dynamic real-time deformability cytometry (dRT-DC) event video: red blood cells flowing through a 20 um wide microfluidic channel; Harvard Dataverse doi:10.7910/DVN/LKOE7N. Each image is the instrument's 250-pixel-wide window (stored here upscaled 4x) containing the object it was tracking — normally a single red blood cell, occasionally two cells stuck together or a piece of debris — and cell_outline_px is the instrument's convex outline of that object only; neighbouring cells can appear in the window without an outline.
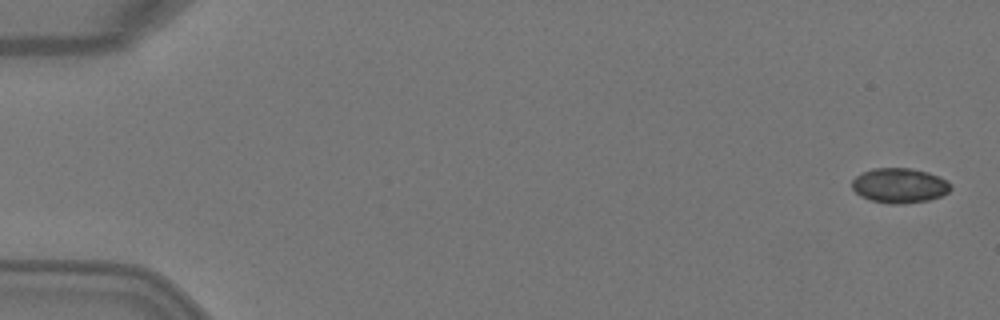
{"species": "Egyptian fruit bat (a non-hibernating species)", "species_latin": "Rousettus aegyptiacus", "temperature_condition": "warm", "stored_images_in_passage": 5, "camera_frame_rate_fps": 3000, "um_per_image_px": 0.085, "animal": {"sex": "female"}, "frame": {"image": 1, "passage_image": 1, "time_ms": 0.0, "image_size_px": [1000, 320], "cell_outline_px": [[952, 188], [948, 192], [940, 196], [928, 200], [904, 204], [888, 204], [872, 200], [860, 196], [852, 188], [852, 180], [856, 176], [872, 168], [912, 168], [928, 172], [940, 176], [948, 180], [952, 184]], "centroid_in_image_um": [76.49, 15.76], "position_along_channel_um": 8.5, "area_um2": 20.23}}
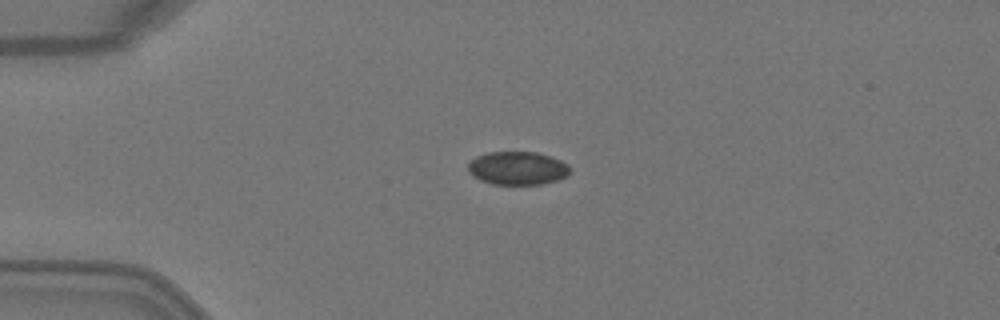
{"frame": {"image": 2, "passage_image": 4, "time_ms": 1.0, "image_size_px": [1000, 320], "cell_outline_px": [[572, 172], [568, 176], [556, 180], [540, 184], [492, 184], [480, 180], [472, 176], [468, 172], [468, 164], [476, 156], [488, 152], [536, 152], [552, 156], [568, 164], [572, 168]], "centroid_in_image_um": [44.02, 14.29], "position_along_channel_um": 41.0, "area_um2": 20.0}}
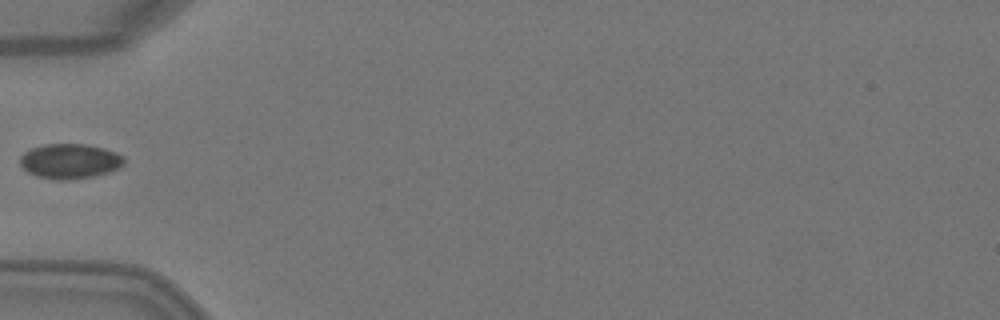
{"frame": {"image": 3, "passage_image": 5, "time_ms": 1.333, "image_size_px": [1000, 320], "cell_outline_px": [[124, 164], [108, 172], [92, 176], [68, 180], [52, 180], [36, 176], [28, 172], [20, 164], [20, 156], [24, 152], [32, 148], [44, 144], [88, 144], [104, 148], [116, 152], [124, 156]], "centroid_in_image_um": [5.92, 13.69], "position_along_channel_um": 79.1, "area_um2": 21.21}}